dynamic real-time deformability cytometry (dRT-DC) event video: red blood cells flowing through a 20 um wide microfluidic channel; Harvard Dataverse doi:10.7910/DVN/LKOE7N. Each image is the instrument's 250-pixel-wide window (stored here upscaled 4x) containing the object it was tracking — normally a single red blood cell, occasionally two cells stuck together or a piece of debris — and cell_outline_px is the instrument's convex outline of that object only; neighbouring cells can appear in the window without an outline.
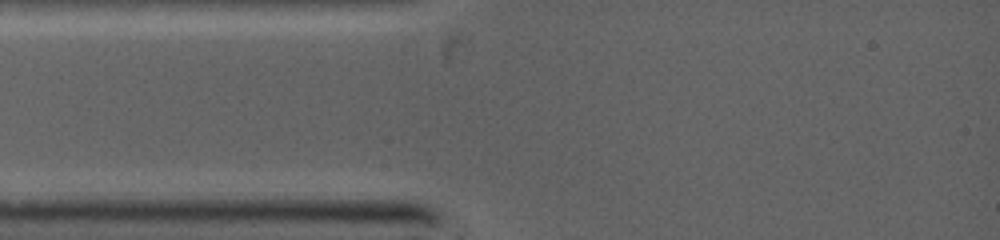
{"species": "common noctule bat (a hibernating species)", "species_latin": "Nyctalus noctula", "temperature_condition": "warm", "stored_images_in_passage": 1, "camera_frame_rate_fps": 5000, "um_per_image_px": 0.085, "animal": {"sex": "female", "body_mass_g": 19.0, "forearm_length_mm": 53.3}, "frame": {"image": 1, "passage_image": 1, "time_ms": 0.0, "image_size_px": [1000, 240], "cell_outline_px": [[608, 200], [604, 216], [540, 184], [540, 176], [556, 164], [600, 164], [608, 172]], "centroid_in_image_um": [49.28, 15.66], "position_along_channel_um": 35.7, "area_um2": 16.99}}